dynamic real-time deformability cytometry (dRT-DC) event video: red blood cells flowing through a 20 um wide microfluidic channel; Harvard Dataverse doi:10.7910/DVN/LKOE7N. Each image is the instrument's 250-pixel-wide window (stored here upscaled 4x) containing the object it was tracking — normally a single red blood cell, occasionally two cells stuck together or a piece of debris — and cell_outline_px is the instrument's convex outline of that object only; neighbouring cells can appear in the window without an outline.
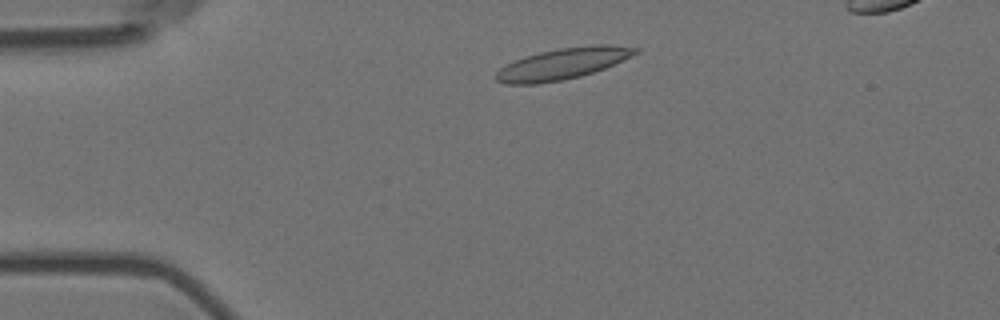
{"species": "Egyptian fruit bat (a non-hibernating species)", "species_latin": "Rousettus aegyptiacus", "temperature_condition": "room temperature", "stored_images_in_passage": 3, "camera_frame_rate_fps": 3000, "um_per_image_px": 0.085, "animal": {"sex": "female"}, "frame": {"image": 1, "passage_image": 1, "time_ms": 0.0, "image_size_px": [1000, 320], "cell_outline_px": [[640, 52], [632, 56], [604, 68], [580, 76], [560, 80], [536, 84], [508, 84], [496, 80], [496, 72], [500, 68], [524, 56], [540, 52], [560, 48], [592, 44], [608, 44], [640, 48]], "centroid_in_image_um": [47.86, 5.4], "position_along_channel_um": 37.1, "area_um2": 25.14}}